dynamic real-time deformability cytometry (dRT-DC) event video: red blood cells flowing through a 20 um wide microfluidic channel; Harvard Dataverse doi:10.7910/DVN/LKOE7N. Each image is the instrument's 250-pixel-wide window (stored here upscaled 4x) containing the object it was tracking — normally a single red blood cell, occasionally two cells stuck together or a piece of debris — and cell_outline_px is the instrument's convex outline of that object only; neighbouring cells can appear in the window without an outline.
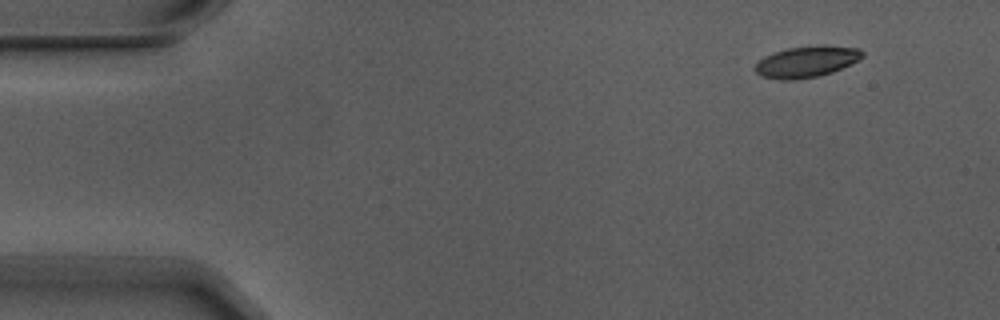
{"species": "Egyptian fruit bat (a non-hibernating species)", "species_latin": "Rousettus aegyptiacus", "temperature_condition": "warm", "stored_images_in_passage": 5, "segment_of_instrument_passage": [1, 2], "camera_frame_rate_fps": 3000, "um_per_image_px": 0.085, "animal": {"sex": "male"}, "frame": {"image": 1, "passage_image": 1, "time_ms": 0.0, "image_size_px": [1000, 320], "cell_outline_px": [[864, 56], [832, 72], [816, 76], [796, 80], [784, 80], [760, 76], [752, 68], [764, 56], [772, 52], [788, 48], [816, 44], [824, 44], [860, 48], [864, 52]], "centroid_in_image_um": [68.53, 5.22], "position_along_channel_um": 16.5, "area_um2": 19.71}}
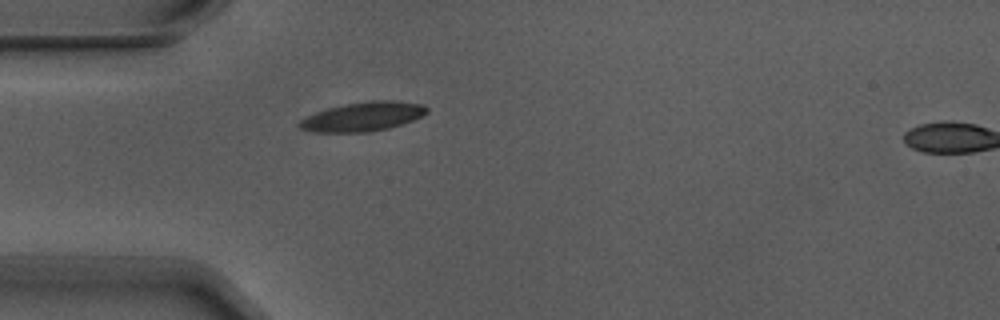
{"frame": {"image": 2, "passage_image": 4, "time_ms": 1.0, "image_size_px": [1000, 320], "cell_outline_px": [[428, 112], [424, 116], [388, 128], [368, 132], [316, 132], [300, 128], [296, 124], [300, 120], [316, 112], [328, 108], [344, 104], [372, 100], [396, 100], [424, 104], [428, 108]], "centroid_in_image_um": [30.88, 9.9], "position_along_channel_um": 54.1, "area_um2": 21.68}}